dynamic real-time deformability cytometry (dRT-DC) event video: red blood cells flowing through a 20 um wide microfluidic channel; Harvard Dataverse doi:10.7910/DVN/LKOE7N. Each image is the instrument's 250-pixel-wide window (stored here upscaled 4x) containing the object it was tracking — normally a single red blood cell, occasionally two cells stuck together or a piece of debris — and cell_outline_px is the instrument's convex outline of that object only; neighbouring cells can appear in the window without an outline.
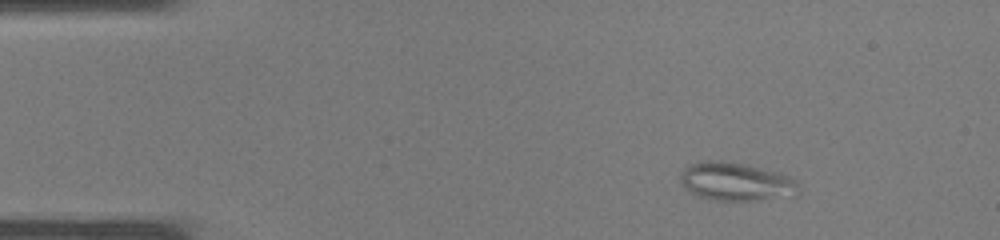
{"species": "common noctule bat (a hibernating species)", "species_latin": "Nyctalus noctula", "temperature_condition": "warm", "stored_images_in_passage": 33, "camera_frame_rate_fps": 3000, "um_per_image_px": 0.085, "animal": {"sex": "male", "body_mass_g": 19.0, "forearm_length_mm": 50.8}, "frame": {"image": 1, "passage_image": 1, "time_ms": 0.0, "image_size_px": [1000, 240], "cell_outline_px": [[800, 184], [796, 196], [752, 200], [716, 200], [700, 196], [684, 188], [680, 180], [680, 172], [692, 164], [708, 160], [720, 160], [748, 164], [780, 172], [796, 180]], "centroid_in_image_um": [62.61, 15.43], "position_along_channel_um": 22.4, "area_um2": 26.47}}
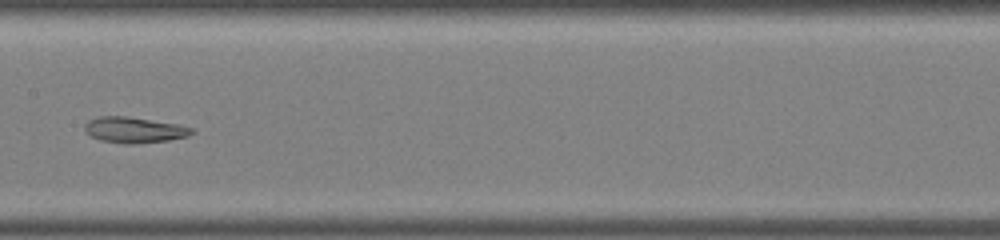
{"frame": {"image": 2, "passage_image": 15, "time_ms": 4.667, "image_size_px": [1000, 240], "cell_outline_px": [[192, 132], [188, 136], [168, 140], [132, 144], [124, 144], [100, 140], [92, 136], [84, 128], [84, 124], [88, 120], [96, 116], [124, 116], [176, 124], [192, 128]], "centroid_in_image_um": [11.35, 11.04], "position_along_channel_um": 196.0, "area_um2": 15.84}}
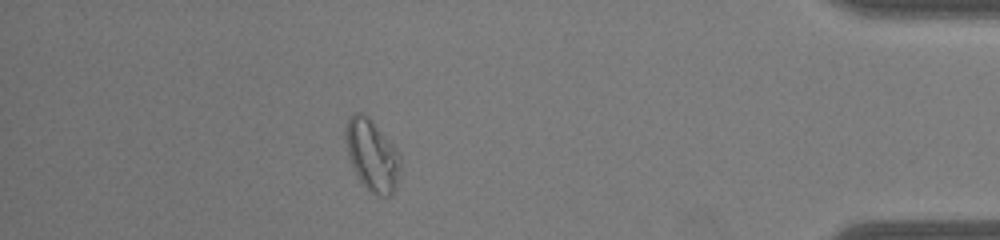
{"frame": {"image": 3, "passage_image": 29, "time_ms": 9.333, "image_size_px": [1000, 240], "cell_outline_px": [[400, 168], [396, 188], [392, 196], [384, 196], [368, 192], [360, 180], [348, 156], [344, 136], [344, 132], [348, 116], [356, 112], [360, 112], [368, 116], [372, 120], [400, 152]], "centroid_in_image_um": [31.63, 13.18], "position_along_channel_um": 403.6, "area_um2": 23.06}}